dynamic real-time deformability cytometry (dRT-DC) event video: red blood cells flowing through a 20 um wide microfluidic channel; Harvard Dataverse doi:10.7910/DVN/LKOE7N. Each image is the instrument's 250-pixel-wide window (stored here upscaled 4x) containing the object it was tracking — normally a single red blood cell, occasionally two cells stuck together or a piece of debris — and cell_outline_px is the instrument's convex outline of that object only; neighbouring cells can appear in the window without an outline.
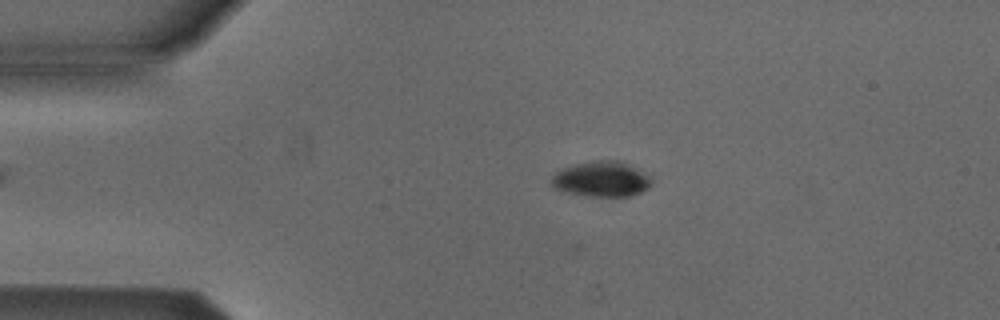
{"species": "Egyptian fruit bat (a non-hibernating species)", "species_latin": "Rousettus aegyptiacus", "temperature_condition": "cold", "stored_images_in_passage": 53, "camera_frame_rate_fps": 3000, "um_per_image_px": 0.085, "animal": {"sex": "male"}, "frame": {"image": 1, "passage_image": 11, "time_ms": 3.333, "image_size_px": [1000, 320], "cell_outline_px": [[652, 184], [648, 188], [640, 192], [628, 196], [592, 196], [572, 192], [556, 188], [552, 184], [552, 176], [560, 168], [592, 160], [620, 160], [628, 164], [648, 176], [652, 180]], "centroid_in_image_um": [51.14, 15.2], "position_along_channel_um": 33.9, "area_um2": 20.23}}
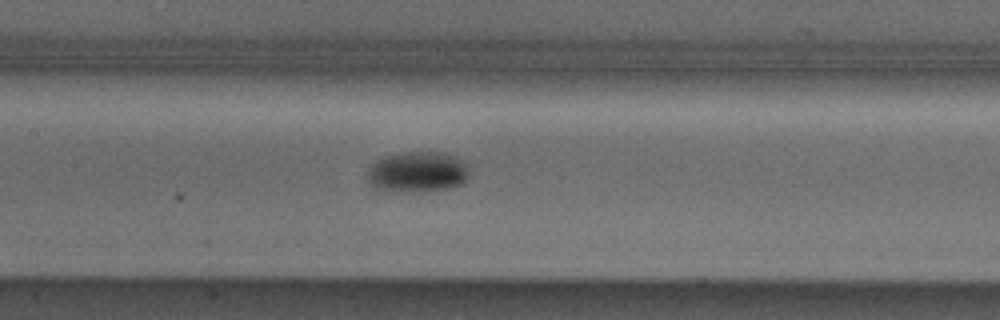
{"frame": {"image": 2, "passage_image": 25, "time_ms": 8.0, "image_size_px": [1000, 320], "cell_outline_px": [[468, 180], [464, 184], [452, 188], [420, 192], [384, 192], [376, 188], [368, 180], [368, 168], [376, 160], [384, 156], [396, 152], [448, 152], [464, 160], [468, 164]], "centroid_in_image_um": [35.52, 14.62], "position_along_channel_um": 171.9, "area_um2": 25.09}}
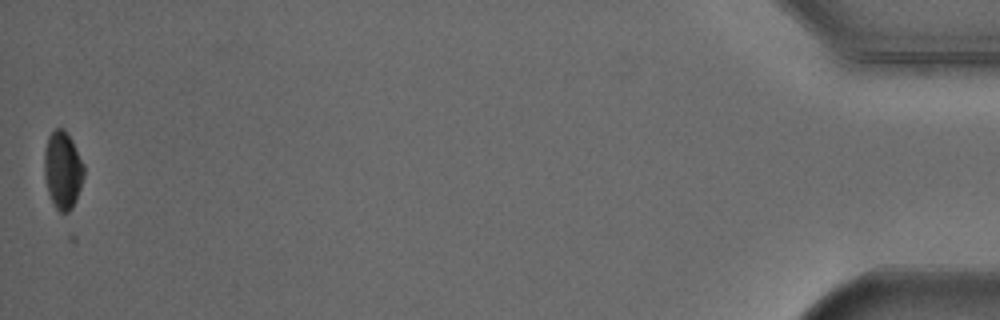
{"frame": {"image": 3, "passage_image": 53, "time_ms": 17.333, "image_size_px": [1000, 320], "cell_outline_px": [[84, 176], [76, 200], [72, 208], [68, 212], [60, 212], [56, 208], [48, 192], [44, 176], [44, 152], [48, 136], [56, 128], [64, 128], [72, 140], [84, 164]], "centroid_in_image_um": [5.33, 14.44], "position_along_channel_um": 429.9, "area_um2": 17.92}, "authors_computed_cell_mechanics": {"area_um2": 20.6346, "velocity_mm_per_s": 3.8448, "shape_relaxation_time_tau1_ms": 2.534, "shape_relaxation_time_tau2_ms": null, "deformation_change_tau1": 0.0889, "deformation_change_tau2": null}}